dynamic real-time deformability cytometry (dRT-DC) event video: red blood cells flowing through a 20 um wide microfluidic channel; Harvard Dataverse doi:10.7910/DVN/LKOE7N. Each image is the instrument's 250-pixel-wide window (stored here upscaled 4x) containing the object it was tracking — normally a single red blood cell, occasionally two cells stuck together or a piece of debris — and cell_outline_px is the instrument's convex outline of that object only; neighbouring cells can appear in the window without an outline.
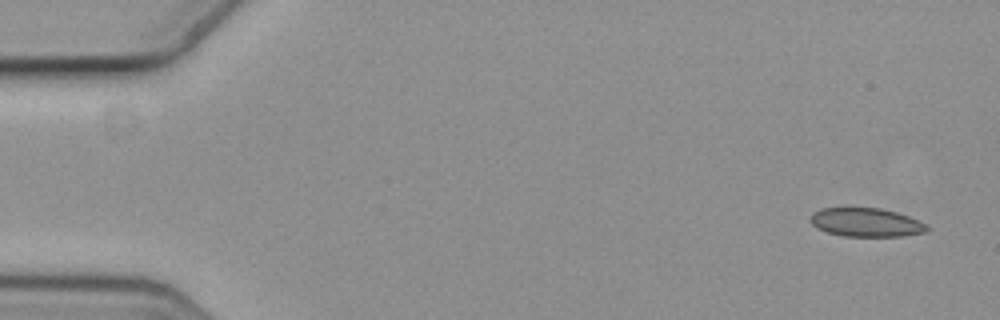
{"species": "common noctule bat (a hibernating species)", "species_latin": "Nyctalus noctula", "temperature_condition": "cold", "stored_images_in_passage": 6, "segment_of_instrument_passage": [1, 2], "camera_frame_rate_fps": 3000, "um_per_image_px": 0.085, "animal": {"sex": "female", "body_mass_g": 19.3, "forearm_length_mm": 54.1}, "frame": {"image": 1, "passage_image": 1, "time_ms": 0.0, "image_size_px": [1000, 320], "cell_outline_px": [[928, 232], [904, 236], [844, 236], [828, 232], [816, 228], [808, 220], [812, 212], [820, 208], [880, 208], [896, 212], [908, 216], [924, 224], [928, 228]], "centroid_in_image_um": [73.57, 18.9], "position_along_channel_um": 11.4, "area_um2": 19.48}}